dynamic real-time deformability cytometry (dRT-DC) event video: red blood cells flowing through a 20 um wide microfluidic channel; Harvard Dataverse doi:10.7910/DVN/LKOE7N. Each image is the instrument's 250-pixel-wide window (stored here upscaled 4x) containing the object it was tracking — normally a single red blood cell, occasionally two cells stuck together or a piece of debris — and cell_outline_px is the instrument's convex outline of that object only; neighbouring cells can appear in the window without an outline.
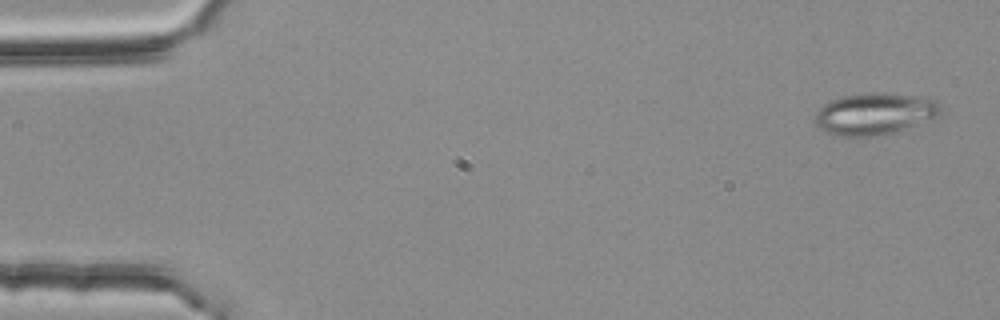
{"species": "common noctule bat (a hibernating species)", "species_latin": "Nyctalus noctula", "temperature_condition": "room temperature", "stored_images_in_passage": 55, "camera_frame_rate_fps": 3000, "um_per_image_px": 0.085, "animal": {"sex": "female", "body_mass_g": 25.1}, "frame": {"image": 1, "passage_image": 2, "time_ms": 0.333, "image_size_px": [1000, 320], "cell_outline_px": [[940, 112], [936, 116], [892, 132], [872, 136], [840, 136], [828, 132], [820, 128], [816, 124], [816, 112], [828, 100], [844, 96], [868, 92], [884, 92], [912, 96], [936, 100], [940, 104]], "centroid_in_image_um": [74.29, 9.65], "position_along_channel_um": 10.7, "area_um2": 29.88}}
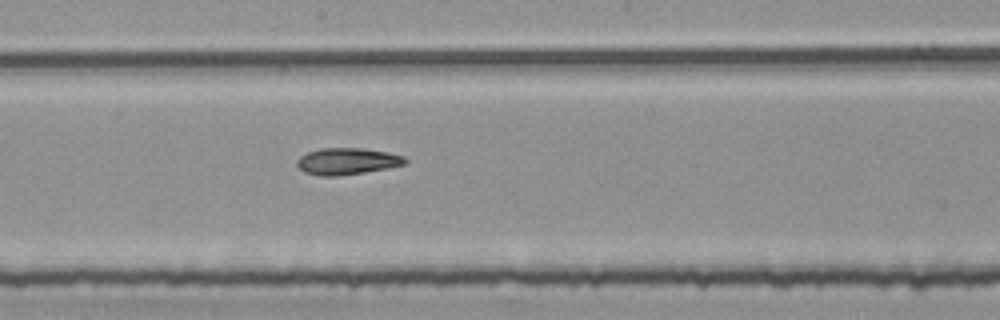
{"frame": {"image": 2, "passage_image": 29, "time_ms": 9.333, "image_size_px": [1000, 320], "cell_outline_px": [[408, 160], [404, 164], [364, 172], [340, 176], [320, 176], [304, 172], [296, 164], [296, 160], [300, 156], [308, 152], [320, 148], [364, 148], [388, 152], [404, 156]], "centroid_in_image_um": [29.47, 13.7], "position_along_channel_um": 218.7, "area_um2": 16.76}}
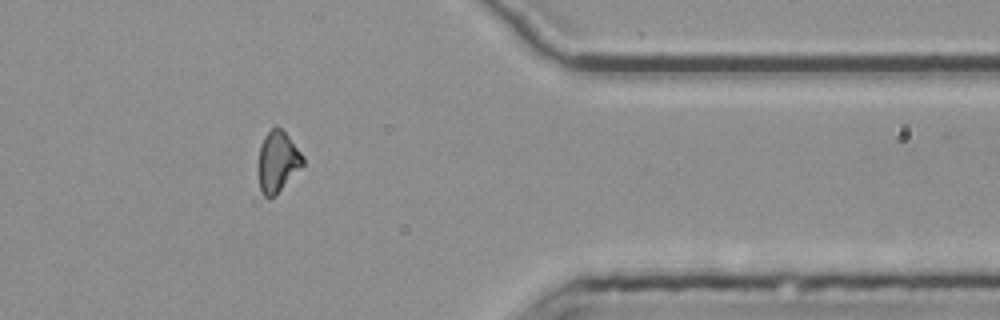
{"frame": {"image": 3, "passage_image": 44, "time_ms": 14.333, "image_size_px": [1000, 320], "cell_outline_px": [[304, 164], [272, 196], [264, 196], [260, 188], [260, 144], [264, 136], [276, 124], [288, 136], [304, 156]], "centroid_in_image_um": [23.62, 13.66], "position_along_channel_um": 387.8, "area_um2": 15.03}}